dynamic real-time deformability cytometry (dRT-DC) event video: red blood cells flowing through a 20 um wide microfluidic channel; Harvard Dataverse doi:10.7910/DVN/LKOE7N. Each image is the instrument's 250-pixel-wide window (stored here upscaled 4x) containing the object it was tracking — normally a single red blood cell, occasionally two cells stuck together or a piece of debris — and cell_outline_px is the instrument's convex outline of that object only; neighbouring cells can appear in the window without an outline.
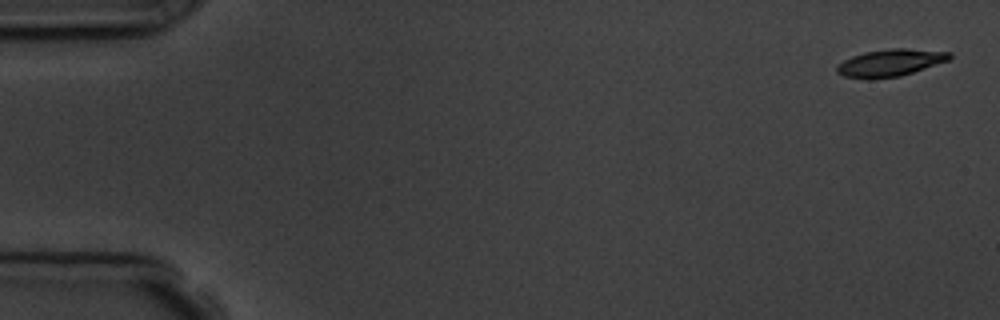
{"species": "common noctule bat (a hibernating species)", "species_latin": "Nyctalus noctula", "temperature_condition": "room temperature", "stored_images_in_passage": 5, "camera_frame_rate_fps": 3000, "um_per_image_px": 0.085, "animal": {"sex": "male", "body_mass_g": 19.5, "forearm_length_mm": 54.6}, "frame": {"image": 1, "passage_image": 1, "time_ms": 0.0, "image_size_px": [1000, 320], "cell_outline_px": [[952, 56], [948, 60], [900, 76], [868, 80], [844, 76], [836, 72], [836, 68], [844, 60], [852, 56], [864, 52], [892, 48], [908, 48], [952, 52]], "centroid_in_image_um": [75.65, 5.34], "position_along_channel_um": 9.3, "area_um2": 17.8}}
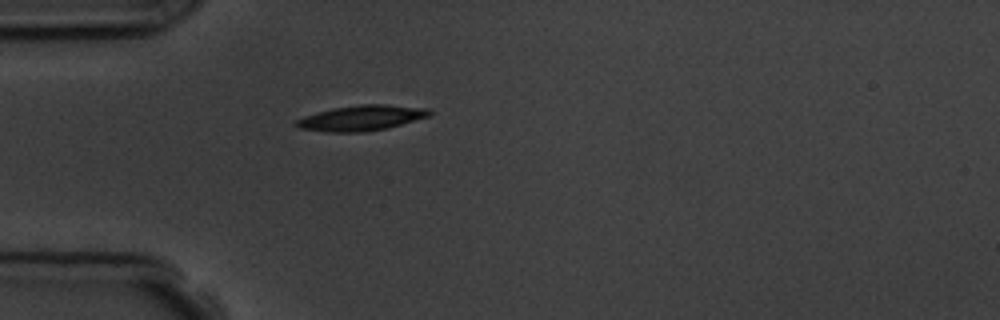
{"frame": {"image": 2, "passage_image": 5, "time_ms": 4.667, "image_size_px": [1000, 320], "cell_outline_px": [[432, 112], [428, 116], [388, 128], [364, 132], [324, 132], [300, 128], [292, 124], [296, 120], [304, 116], [316, 112], [332, 108], [360, 104], [384, 104], [428, 108]], "centroid_in_image_um": [30.67, 10.03], "position_along_channel_um": 54.3, "area_um2": 19.77}}